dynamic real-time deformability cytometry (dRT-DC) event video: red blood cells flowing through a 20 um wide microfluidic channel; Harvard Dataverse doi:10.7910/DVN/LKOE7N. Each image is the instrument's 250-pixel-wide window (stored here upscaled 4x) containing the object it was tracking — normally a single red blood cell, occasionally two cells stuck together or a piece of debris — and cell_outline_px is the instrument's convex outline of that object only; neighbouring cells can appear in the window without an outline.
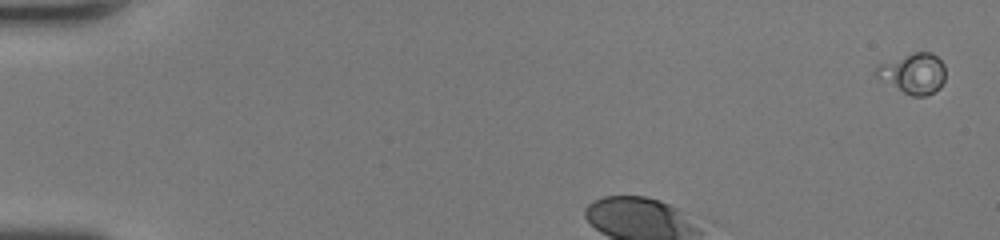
{"species": "human", "species_latin": "Homo sapiens", "temperature_condition": "room temperature", "stored_images_in_passage": 32, "segment_of_instrument_passage": [1, 2], "camera_frame_rate_fps": 3000, "um_per_image_px": 0.085, "donor": {"sex": "female"}, "frame": {"image": 1, "passage_image": 1, "time_ms": 0.0, "image_size_px": [1000, 240], "cell_outline_px": [[944, 80], [940, 88], [924, 96], [912, 96], [904, 92], [876, 76], [872, 72], [880, 64], [912, 52], [932, 52], [944, 64]], "centroid_in_image_um": [77.64, 6.22], "position_along_channel_um": 7.4, "area_um2": 16.07}}